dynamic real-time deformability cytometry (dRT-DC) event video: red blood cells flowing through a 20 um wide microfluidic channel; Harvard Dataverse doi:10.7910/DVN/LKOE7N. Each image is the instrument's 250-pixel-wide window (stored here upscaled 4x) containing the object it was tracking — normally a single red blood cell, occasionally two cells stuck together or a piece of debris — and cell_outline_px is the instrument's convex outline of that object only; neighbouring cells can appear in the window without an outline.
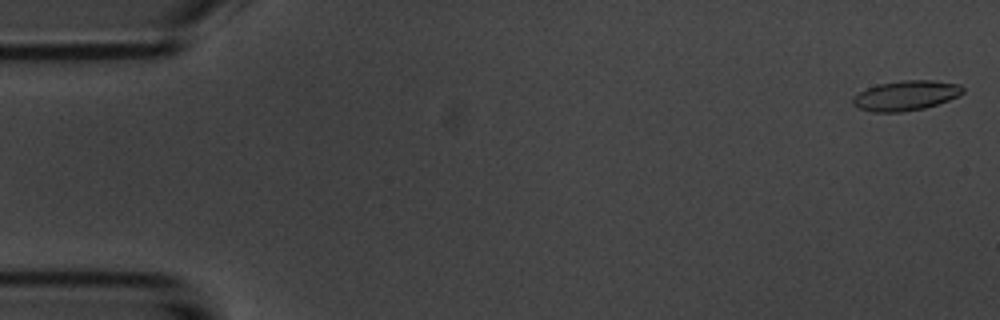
{"species": "common noctule bat (a hibernating species)", "species_latin": "Nyctalus noctula", "temperature_condition": "room temperature", "stored_images_in_passage": 14, "camera_frame_rate_fps": 3000, "um_per_image_px": 0.085, "animal": {"sex": "male", "body_mass_g": 20.1, "forearm_length_mm": 53.5}, "frame": {"image": 1, "passage_image": 1, "time_ms": 0.0, "image_size_px": [1000, 320], "cell_outline_px": [[964, 92], [948, 100], [924, 108], [900, 112], [872, 112], [856, 108], [852, 104], [852, 96], [868, 88], [880, 84], [900, 80], [932, 80], [960, 84], [964, 88]], "centroid_in_image_um": [76.96, 8.12], "position_along_channel_um": 8.0, "area_um2": 19.13}}